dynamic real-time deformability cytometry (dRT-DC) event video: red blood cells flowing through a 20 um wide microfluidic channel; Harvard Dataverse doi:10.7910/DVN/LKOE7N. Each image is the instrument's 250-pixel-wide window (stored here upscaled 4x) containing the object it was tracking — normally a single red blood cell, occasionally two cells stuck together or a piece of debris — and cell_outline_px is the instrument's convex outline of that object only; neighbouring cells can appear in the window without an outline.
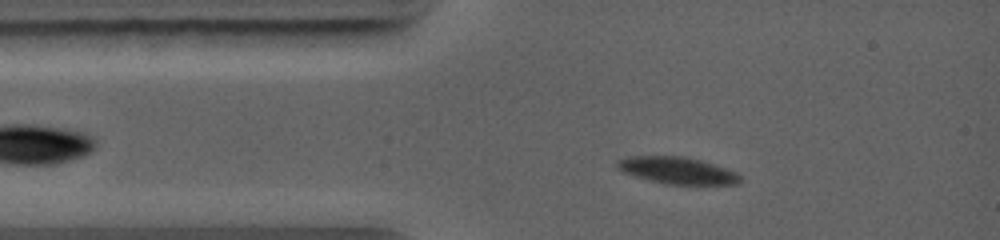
{"species": "common noctule bat (a hibernating species)", "species_latin": "Nyctalus noctula", "temperature_condition": "warm", "stored_images_in_passage": 44, "camera_frame_rate_fps": 5000, "um_per_image_px": 0.085, "animal": {"sex": "female", "body_mass_g": 19.0, "forearm_length_mm": 56.7}, "frame": {"image": 1, "passage_image": 7, "time_ms": 1.6, "image_size_px": [1000, 240], "cell_outline_px": [[740, 184], [664, 184], [636, 176], [624, 172], [616, 168], [616, 160], [628, 156], [684, 156], [700, 160], [736, 172], [740, 176]], "centroid_in_image_um": [57.53, 14.48], "position_along_channel_um": 27.5, "area_um2": 19.07}}
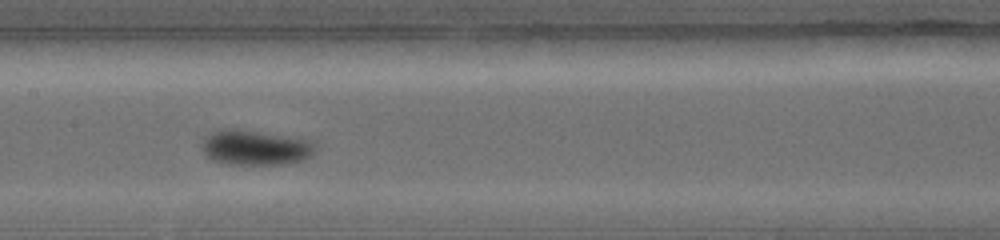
{"frame": {"image": 2, "passage_image": 22, "time_ms": 5.4, "image_size_px": [1000, 240], "cell_outline_px": [[316, 152], [312, 156], [304, 160], [284, 164], [220, 164], [212, 160], [200, 148], [200, 140], [204, 136], [216, 128], [236, 128], [304, 136], [316, 140]], "centroid_in_image_um": [21.75, 12.49], "position_along_channel_um": 185.6, "area_um2": 24.8}}
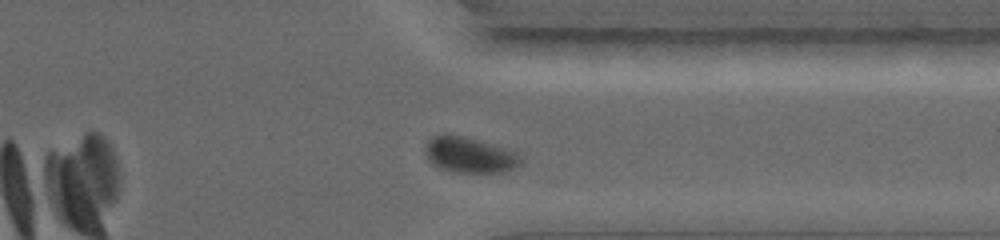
{"frame": {"image": 3, "passage_image": 39, "time_ms": 9.4, "image_size_px": [1000, 240], "cell_outline_px": [[524, 156], [520, 164], [512, 168], [500, 172], [452, 172], [440, 168], [432, 164], [428, 160], [424, 152], [428, 140], [432, 136], [444, 132], [448, 132], [464, 136], [504, 148], [516, 152]], "centroid_in_image_um": [39.86, 13.14], "position_along_channel_um": 371.5, "area_um2": 20.06}}